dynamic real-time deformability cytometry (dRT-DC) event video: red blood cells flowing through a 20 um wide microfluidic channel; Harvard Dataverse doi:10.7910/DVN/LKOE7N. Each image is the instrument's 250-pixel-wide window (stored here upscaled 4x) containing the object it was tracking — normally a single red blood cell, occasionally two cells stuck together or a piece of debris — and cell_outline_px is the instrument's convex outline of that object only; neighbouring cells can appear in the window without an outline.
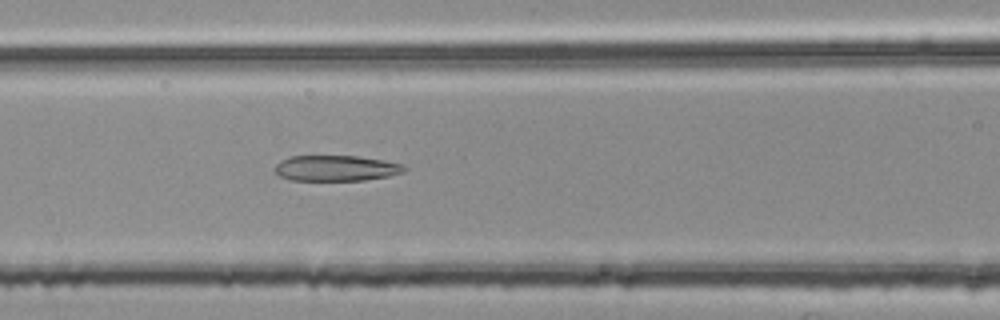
{"species": "common noctule bat (a hibernating species)", "species_latin": "Nyctalus noctula", "temperature_condition": "room temperature", "stored_images_in_passage": 36, "camera_frame_rate_fps": 3000, "um_per_image_px": 0.085, "animal": {"sex": "female", "body_mass_g": 25.1}, "frame": {"image": 1, "passage_image": 12, "time_ms": 3.667, "image_size_px": [1000, 320], "cell_outline_px": [[408, 168], [404, 172], [388, 176], [364, 180], [292, 180], [280, 176], [276, 172], [276, 164], [280, 160], [288, 156], [356, 156], [384, 160], [404, 164]], "centroid_in_image_um": [28.59, 14.29], "position_along_channel_um": 138.0, "area_um2": 19.36}}
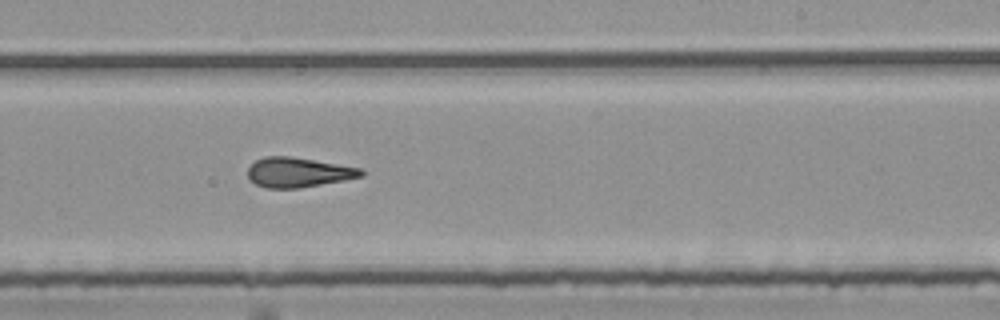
{"frame": {"image": 2, "passage_image": 22, "time_ms": 7.0, "image_size_px": [1000, 320], "cell_outline_px": [[364, 176], [344, 180], [300, 188], [268, 188], [256, 184], [248, 176], [248, 168], [256, 160], [264, 156], [292, 156], [360, 168], [364, 172]], "centroid_in_image_um": [25.35, 14.64], "position_along_channel_um": 263.6, "area_um2": 19.54}}
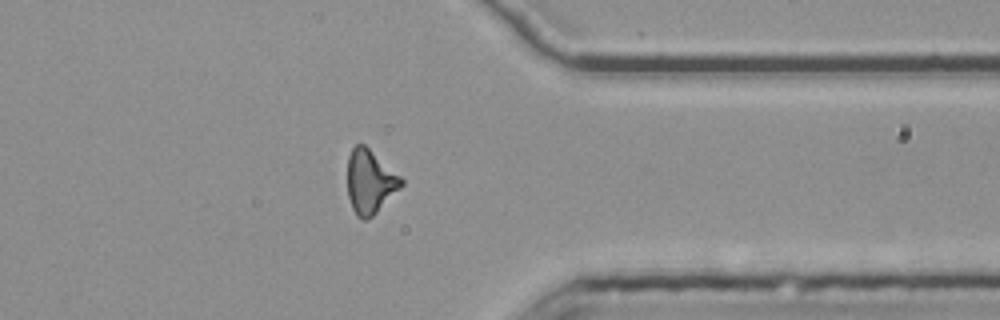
{"frame": {"image": 3, "passage_image": 32, "time_ms": 10.333, "image_size_px": [1000, 320], "cell_outline_px": [[404, 184], [368, 220], [364, 220], [356, 216], [352, 208], [348, 196], [348, 156], [352, 148], [356, 144], [364, 144], [400, 176], [404, 180]], "centroid_in_image_um": [31.43, 15.45], "position_along_channel_um": 380.0, "area_um2": 19.77}, "authors_computed_cell_mechanics": {"area_um2": 19.7965, "velocity_mm_per_s": 3.7733, "shape_relaxation_time_tau1_ms": null, "shape_relaxation_time_tau2_ms": 3.8104, "deformation_change_tau1": null, "deformation_change_tau2": 0.1501}}